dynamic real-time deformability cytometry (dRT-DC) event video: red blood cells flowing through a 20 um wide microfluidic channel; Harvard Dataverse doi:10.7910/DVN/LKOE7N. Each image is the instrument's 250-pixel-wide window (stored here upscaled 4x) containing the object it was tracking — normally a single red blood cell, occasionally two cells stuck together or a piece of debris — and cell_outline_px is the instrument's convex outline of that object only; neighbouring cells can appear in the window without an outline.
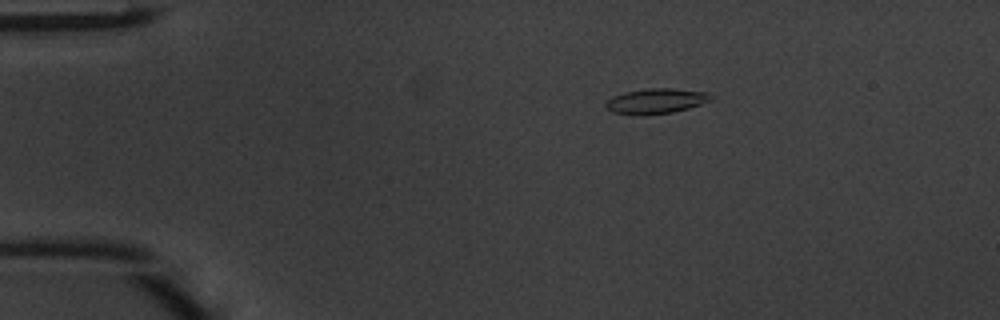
{"species": "common noctule bat (a hibernating species)", "species_latin": "Nyctalus noctula", "temperature_condition": "warm", "stored_images_in_passage": 43, "camera_frame_rate_fps": 3000, "um_per_image_px": 0.085, "animal": {"sex": "male", "body_mass_g": 20.1, "forearm_length_mm": 53.5}, "frame": {"image": 1, "passage_image": 4, "time_ms": 1.0, "image_size_px": [1000, 320], "cell_outline_px": [[712, 100], [688, 108], [672, 112], [612, 112], [604, 104], [612, 96], [624, 92], [648, 88], [672, 88], [708, 92], [712, 96]], "centroid_in_image_um": [55.82, 8.52], "position_along_channel_um": 29.2, "area_um2": 14.62}}
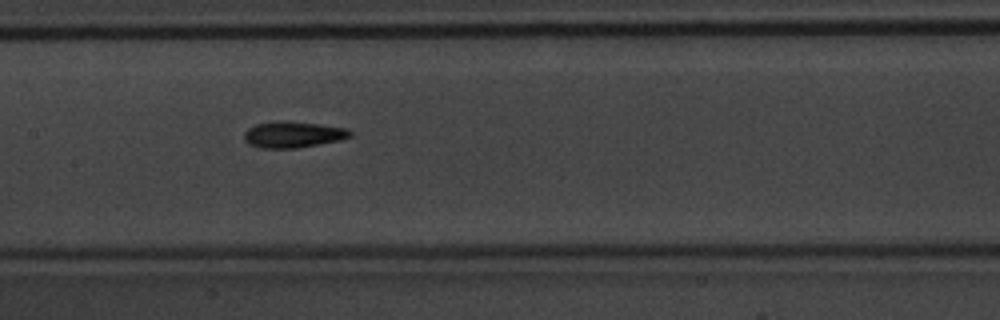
{"frame": {"image": 2, "passage_image": 19, "time_ms": 6.0, "image_size_px": [1000, 320], "cell_outline_px": [[352, 136], [340, 140], [296, 148], [260, 148], [248, 144], [244, 140], [244, 132], [248, 128], [256, 124], [284, 120], [320, 124], [348, 128], [352, 132]], "centroid_in_image_um": [24.91, 11.43], "position_along_channel_um": 182.5, "area_um2": 16.3}}
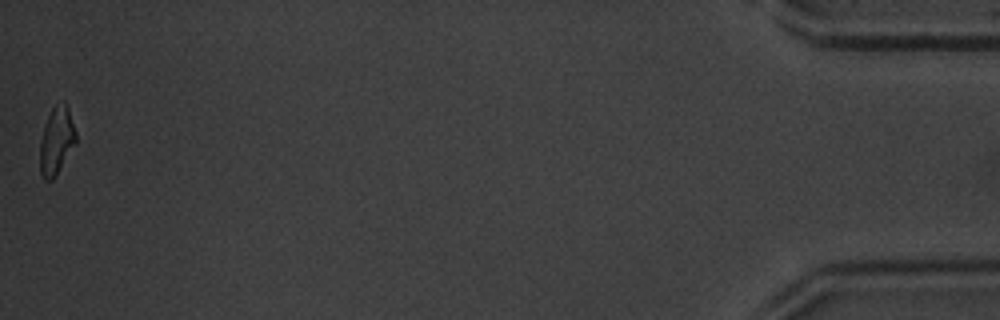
{"frame": {"image": 3, "passage_image": 43, "time_ms": 14.0, "image_size_px": [1000, 320], "cell_outline_px": [[76, 144], [52, 180], [44, 180], [40, 172], [40, 140], [44, 124], [52, 108], [56, 104], [64, 100], [68, 108], [76, 132]], "centroid_in_image_um": [4.8, 11.95], "position_along_channel_um": 430.4, "area_um2": 14.16}, "authors_computed_cell_mechanics": {"area_um2": 15.028, "velocity_mm_per_s": 4.2469, "shape_relaxation_time_tau1_ms": 2.8076, "shape_relaxation_time_tau2_ms": 2.7894, "deformation_change_tau1": 0.149, "deformation_change_tau2": 0.1104}}